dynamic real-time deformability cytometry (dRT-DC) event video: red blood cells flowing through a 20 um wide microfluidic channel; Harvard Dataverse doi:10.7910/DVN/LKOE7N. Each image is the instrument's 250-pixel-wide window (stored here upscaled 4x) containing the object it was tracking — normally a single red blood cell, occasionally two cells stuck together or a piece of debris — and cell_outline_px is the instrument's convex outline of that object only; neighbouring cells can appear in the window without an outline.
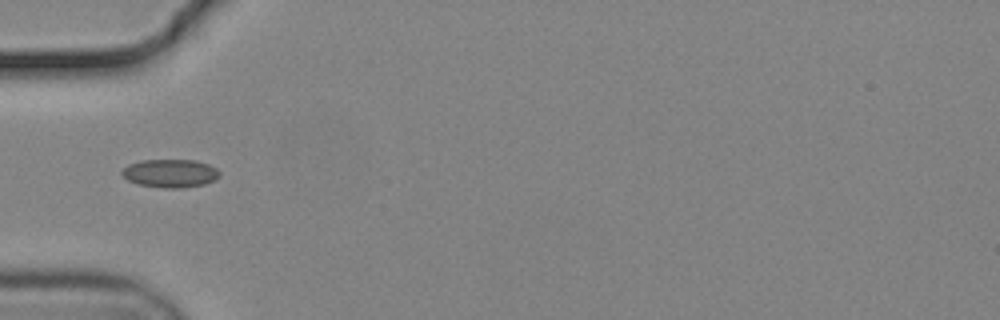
{"species": "common noctule bat (a hibernating species)", "species_latin": "Nyctalus noctula", "temperature_condition": "cold", "stored_images_in_passage": 35, "camera_frame_rate_fps": 3000, "um_per_image_px": 0.085, "animal": {"sex": "male", "body_mass_g": 19.2, "forearm_length_mm": 51.8}, "frame": {"image": 1, "passage_image": 1, "time_ms": 0.0, "image_size_px": [1000, 320], "cell_outline_px": [[220, 176], [204, 184], [180, 188], [164, 188], [136, 184], [128, 180], [120, 172], [128, 164], [140, 160], [196, 160], [208, 164], [216, 168], [220, 172]], "centroid_in_image_um": [14.45, 14.72], "position_along_channel_um": 70.5, "area_um2": 16.07}}
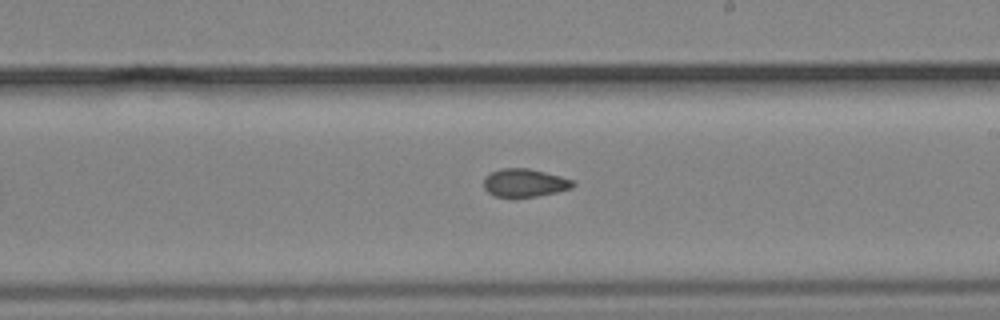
{"frame": {"image": 2, "passage_image": 15, "time_ms": 4.667, "image_size_px": [1000, 320], "cell_outline_px": [[576, 184], [572, 188], [556, 192], [536, 196], [496, 196], [488, 192], [484, 188], [484, 176], [500, 168], [528, 168], [560, 176], [572, 180]], "centroid_in_image_um": [44.58, 15.52], "position_along_channel_um": 244.4, "area_um2": 14.39}}
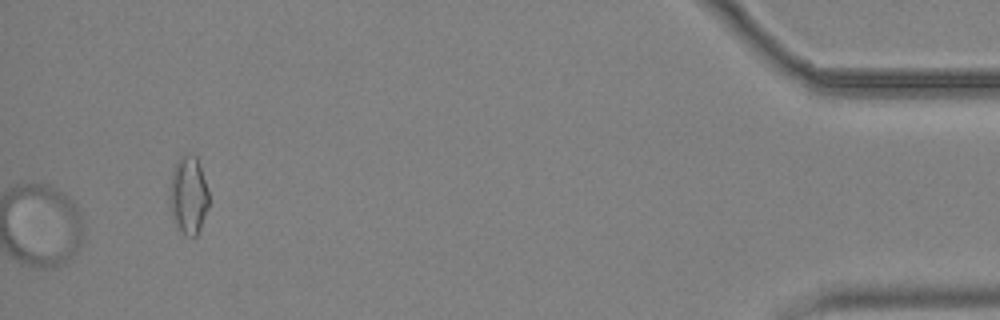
{"frame": {"image": 3, "passage_image": 35, "time_ms": 11.333, "image_size_px": [1000, 320], "cell_outline_px": [[208, 208], [200, 228], [196, 236], [188, 236], [176, 228], [172, 220], [168, 204], [168, 184], [176, 160], [180, 156], [188, 152], [196, 156], [208, 192]], "centroid_in_image_um": [15.95, 16.59], "position_along_channel_um": 419.3, "area_um2": 18.26}, "authors_computed_cell_mechanics": {"area_um2": 15.0858, "velocity_mm_per_s": 3.7249, "shape_relaxation_time_tau1_ms": null, "shape_relaxation_time_tau2_ms": 3.6439, "deformation_change_tau1": null, "deformation_change_tau2": 0.082}}